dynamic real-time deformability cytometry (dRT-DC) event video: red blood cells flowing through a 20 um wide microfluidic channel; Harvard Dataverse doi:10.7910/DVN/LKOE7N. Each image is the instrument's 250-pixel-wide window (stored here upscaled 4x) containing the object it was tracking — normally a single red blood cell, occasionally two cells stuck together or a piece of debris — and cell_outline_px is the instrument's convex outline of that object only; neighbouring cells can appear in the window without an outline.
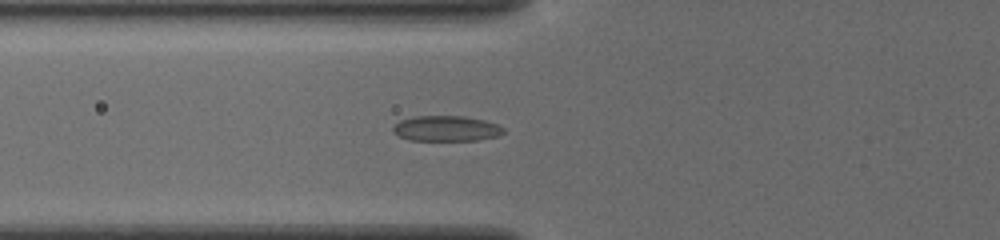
{"species": "common noctule bat (a hibernating species)", "species_latin": "Nyctalus noctula", "temperature_condition": "cold", "stored_images_in_passage": 35, "camera_frame_rate_fps": 3000, "um_per_image_px": 0.085, "animal": {"sex": "female", "body_mass_g": 19.5, "forearm_length_mm": 54.1}, "frame": {"image": 1, "passage_image": 2, "time_ms": 0.333, "image_size_px": [1000, 240], "cell_outline_px": [[504, 132], [500, 136], [476, 140], [408, 140], [392, 132], [392, 128], [400, 120], [416, 116], [464, 116], [484, 120], [496, 124], [504, 128]], "centroid_in_image_um": [37.94, 10.92], "position_along_channel_um": 87.9, "area_um2": 16.36}}
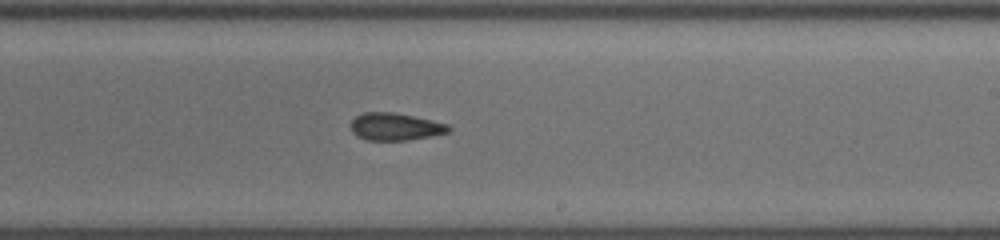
{"frame": {"image": 2, "passage_image": 15, "time_ms": 4.667, "image_size_px": [1000, 240], "cell_outline_px": [[452, 128], [448, 132], [408, 140], [368, 140], [352, 132], [352, 120], [356, 116], [364, 112], [392, 112], [432, 120], [448, 124]], "centroid_in_image_um": [33.61, 10.76], "position_along_channel_um": 255.4, "area_um2": 15.32}}
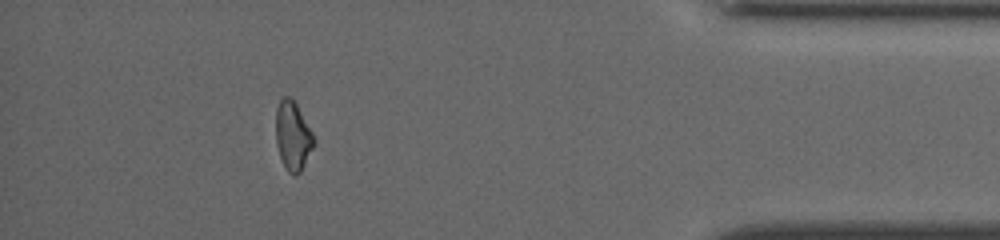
{"frame": {"image": 3, "passage_image": 30, "time_ms": 9.667, "image_size_px": [1000, 240], "cell_outline_px": [[316, 140], [300, 172], [296, 176], [292, 176], [288, 172], [280, 156], [276, 144], [276, 108], [280, 100], [284, 96], [288, 96], [296, 104], [312, 132]], "centroid_in_image_um": [24.88, 11.56], "position_along_channel_um": 410.3, "area_um2": 15.03}, "authors_computed_cell_mechanics": {"area_um2": 15.4904, "velocity_mm_per_s": 3.8658, "shape_relaxation_time_tau1_ms": 10.9801, "shape_relaxation_time_tau2_ms": 3.6533, "deformation_change_tau1": 0.1764, "deformation_change_tau2": 0.1067}}